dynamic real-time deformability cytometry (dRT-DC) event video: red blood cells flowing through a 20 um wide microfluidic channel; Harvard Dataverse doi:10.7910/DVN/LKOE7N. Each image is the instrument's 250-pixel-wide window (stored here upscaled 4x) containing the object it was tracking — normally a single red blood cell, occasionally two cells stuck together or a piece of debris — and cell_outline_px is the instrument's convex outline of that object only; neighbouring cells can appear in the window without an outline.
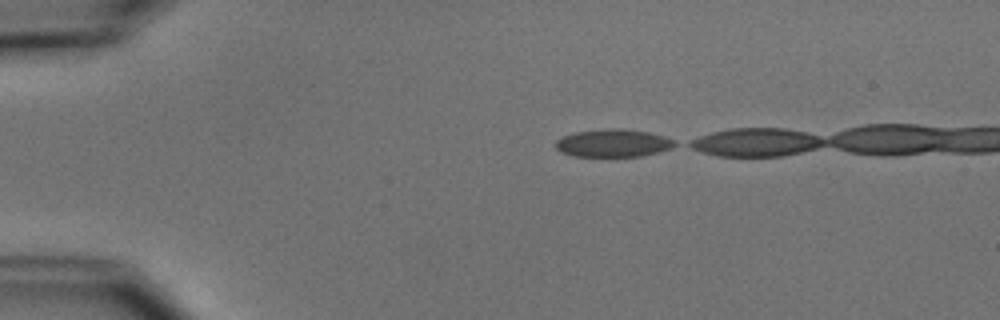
{"species": "common noctule bat (a hibernating species)", "species_latin": "Nyctalus noctula", "temperature_condition": "cold", "stored_images_in_passage": 6, "camera_frame_rate_fps": 3000, "um_per_image_px": 0.085, "animal": {"sex": "male", "body_mass_g": 15.6}, "frame": {"image": 1, "passage_image": 1, "time_ms": 0.0, "image_size_px": [1000, 320], "cell_outline_px": [[676, 144], [668, 148], [656, 152], [640, 156], [572, 156], [560, 152], [556, 148], [556, 140], [572, 132], [604, 128], [624, 128], [648, 132], [664, 136], [676, 140]], "centroid_in_image_um": [52.07, 12.14], "position_along_channel_um": 32.9, "area_um2": 19.31}}